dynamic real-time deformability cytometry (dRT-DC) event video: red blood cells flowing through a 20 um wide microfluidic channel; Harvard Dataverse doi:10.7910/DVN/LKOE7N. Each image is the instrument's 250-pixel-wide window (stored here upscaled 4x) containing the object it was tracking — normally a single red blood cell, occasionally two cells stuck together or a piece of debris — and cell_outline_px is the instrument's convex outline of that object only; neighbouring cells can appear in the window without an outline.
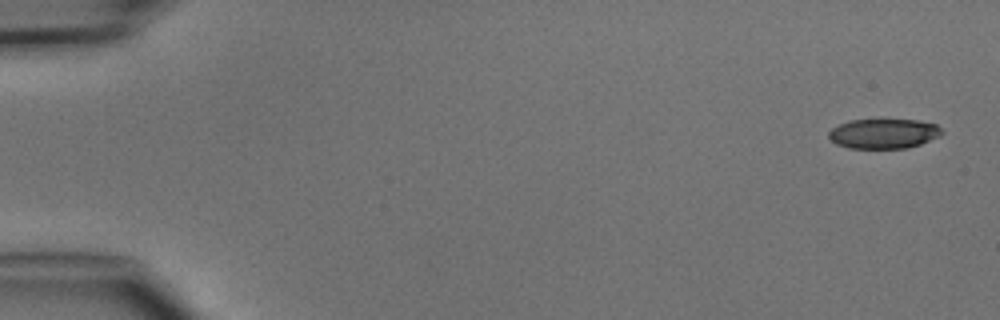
{"species": "common noctule bat (a hibernating species)", "species_latin": "Nyctalus noctula", "temperature_condition": "cold", "stored_images_in_passage": 6, "camera_frame_rate_fps": 3000, "um_per_image_px": 0.085, "animal": {"sex": "male", "body_mass_g": 15.6}, "frame": {"image": 1, "passage_image": 1, "time_ms": 0.0, "image_size_px": [1000, 320], "cell_outline_px": [[944, 132], [940, 136], [920, 144], [908, 148], [848, 148], [836, 144], [828, 136], [828, 132], [832, 128], [848, 120], [916, 120], [936, 124]], "centroid_in_image_um": [75.11, 11.36], "position_along_channel_um": 9.9, "area_um2": 19.59}}
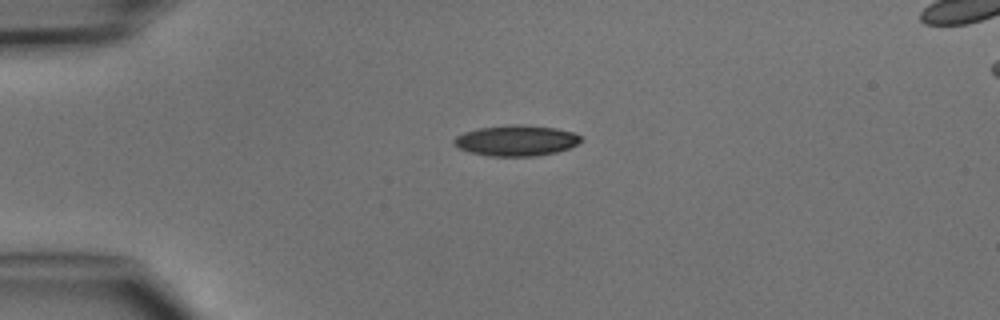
{"frame": {"image": 2, "passage_image": 4, "time_ms": 3.333, "image_size_px": [1000, 320], "cell_outline_px": [[584, 140], [568, 148], [556, 152], [536, 156], [488, 156], [468, 152], [452, 144], [452, 140], [456, 136], [464, 132], [480, 128], [508, 124], [524, 124], [556, 128], [572, 132], [580, 136]], "centroid_in_image_um": [43.85, 11.94], "position_along_channel_um": 41.1, "area_um2": 22.89}}